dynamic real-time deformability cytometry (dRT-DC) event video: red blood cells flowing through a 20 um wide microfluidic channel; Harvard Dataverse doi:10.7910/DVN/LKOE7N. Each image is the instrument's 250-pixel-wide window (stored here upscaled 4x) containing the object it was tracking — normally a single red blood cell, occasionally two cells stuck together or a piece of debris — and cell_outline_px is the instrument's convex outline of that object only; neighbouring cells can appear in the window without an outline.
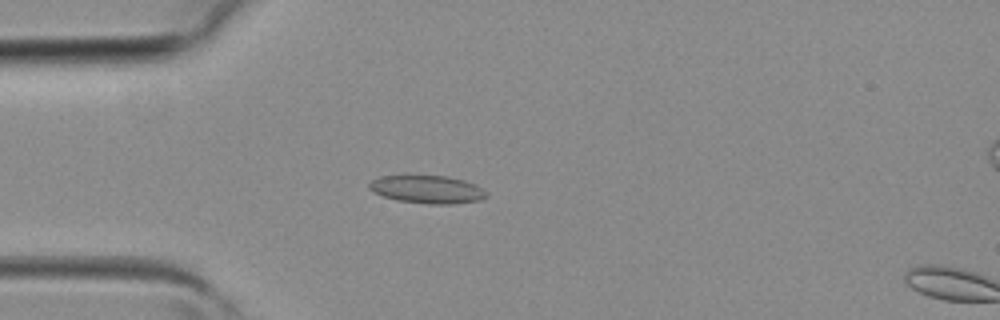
{"species": "common noctule bat (a hibernating species)", "species_latin": "Nyctalus noctula", "temperature_condition": "room temperature", "stored_images_in_passage": 4, "camera_frame_rate_fps": 3000, "um_per_image_px": 0.085, "animal": {"sex": "female", "body_mass_g": 19.3, "forearm_length_mm": 54.1}, "frame": {"image": 1, "passage_image": 3, "time_ms": 0.667, "image_size_px": [1000, 320], "cell_outline_px": [[488, 196], [480, 200], [452, 204], [428, 204], [396, 200], [372, 192], [368, 188], [368, 184], [372, 180], [380, 176], [448, 176], [464, 180], [476, 184], [488, 192]], "centroid_in_image_um": [36.34, 16.1], "position_along_channel_um": 48.7, "area_um2": 19.19}}